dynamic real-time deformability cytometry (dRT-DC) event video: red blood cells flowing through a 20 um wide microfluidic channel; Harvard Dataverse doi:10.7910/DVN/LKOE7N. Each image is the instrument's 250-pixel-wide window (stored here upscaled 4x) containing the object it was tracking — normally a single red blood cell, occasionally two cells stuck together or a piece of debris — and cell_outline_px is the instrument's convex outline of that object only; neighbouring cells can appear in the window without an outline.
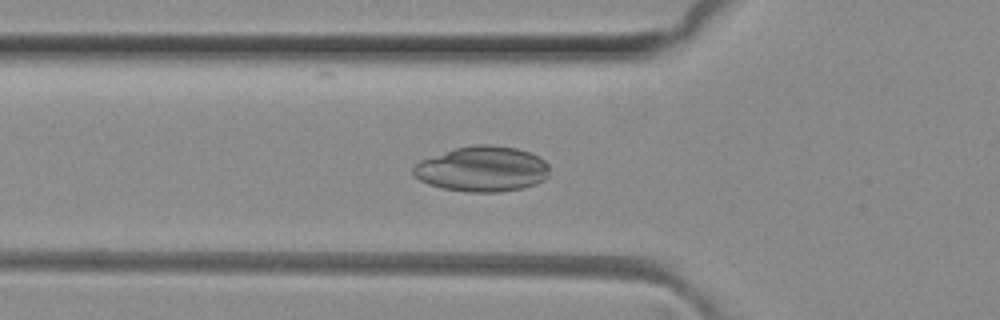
{"species": "common noctule bat (a hibernating species)", "species_latin": "Nyctalus noctula", "temperature_condition": "room temperature", "stored_images_in_passage": 19, "camera_frame_rate_fps": 3000, "um_per_image_px": 0.085, "animal": {"sex": "female", "body_mass_g": 29.2, "forearm_length_mm": 56.3}, "frame": {"image": 1, "passage_image": 4, "time_ms": 1.0, "image_size_px": [1000, 320], "cell_outline_px": [[548, 176], [544, 180], [536, 184], [520, 188], [496, 192], [468, 192], [440, 188], [428, 184], [412, 176], [412, 168], [420, 160], [456, 148], [472, 144], [488, 144], [516, 148], [540, 156], [548, 164]], "centroid_in_image_um": [40.97, 14.36], "position_along_channel_um": 84.8, "area_um2": 36.13}}
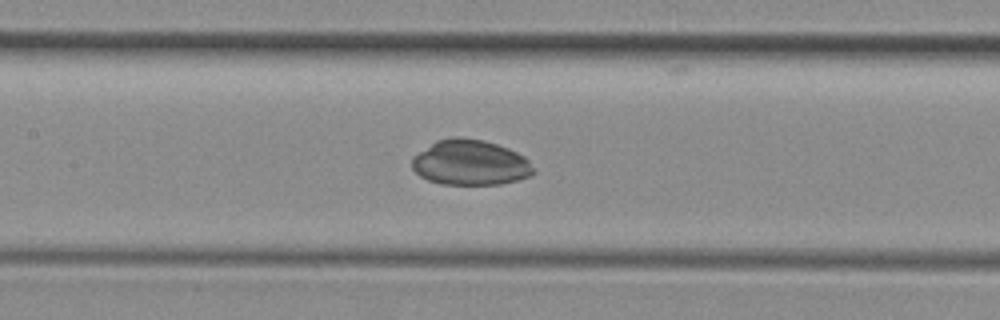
{"frame": {"image": 2, "passage_image": 10, "time_ms": 3.0, "image_size_px": [1000, 320], "cell_outline_px": [[536, 172], [528, 176], [516, 180], [500, 184], [440, 184], [428, 180], [420, 176], [412, 168], [412, 156], [436, 140], [452, 136], [460, 136], [484, 140], [508, 148], [524, 156], [528, 160]], "centroid_in_image_um": [39.94, 13.81], "position_along_channel_um": 167.5, "area_um2": 32.19}}
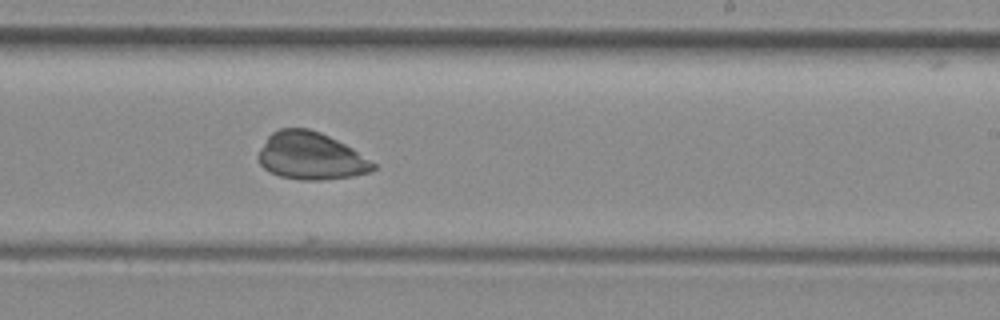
{"frame": {"image": 3, "passage_image": 17, "time_ms": 5.333, "image_size_px": [1000, 320], "cell_outline_px": [[376, 168], [372, 172], [352, 176], [320, 180], [300, 180], [280, 176], [264, 168], [260, 164], [260, 148], [268, 136], [272, 132], [280, 128], [308, 128], [320, 132], [352, 148], [376, 164]], "centroid_in_image_um": [26.43, 13.26], "position_along_channel_um": 262.6, "area_um2": 31.44}}